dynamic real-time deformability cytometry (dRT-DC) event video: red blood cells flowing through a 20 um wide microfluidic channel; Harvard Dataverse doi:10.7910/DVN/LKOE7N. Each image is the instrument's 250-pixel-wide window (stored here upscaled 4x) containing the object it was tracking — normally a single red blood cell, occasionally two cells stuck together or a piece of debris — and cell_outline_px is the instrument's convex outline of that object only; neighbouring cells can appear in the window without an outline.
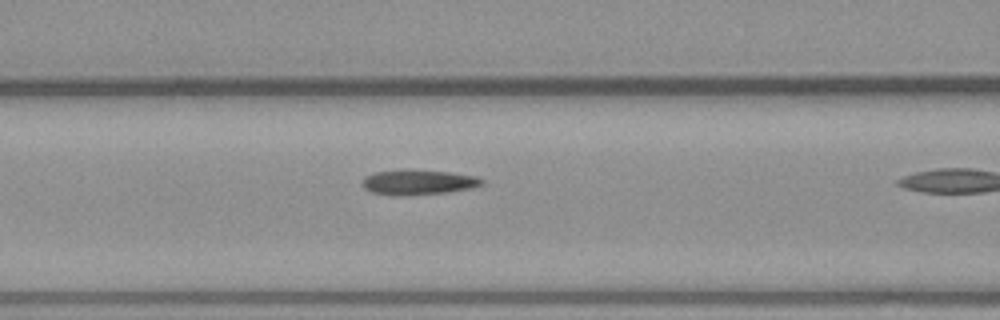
{"species": "common noctule bat (a hibernating species)", "species_latin": "Nyctalus noctula", "temperature_condition": "warm", "stored_images_in_passage": 7, "camera_frame_rate_fps": 3000, "um_per_image_px": 0.085, "animal": {"sex": "male", "body_mass_g": 23.1, "forearm_length_mm": 52.7}, "frame": {"image": 1, "passage_image": 3, "time_ms": 0.667, "image_size_px": [1000, 320], "cell_outline_px": [[484, 184], [472, 188], [448, 192], [408, 196], [392, 196], [372, 192], [364, 188], [360, 184], [364, 176], [372, 172], [452, 172], [476, 176], [484, 180]], "centroid_in_image_um": [35.55, 15.54], "position_along_channel_um": 131.1, "area_um2": 17.05}}
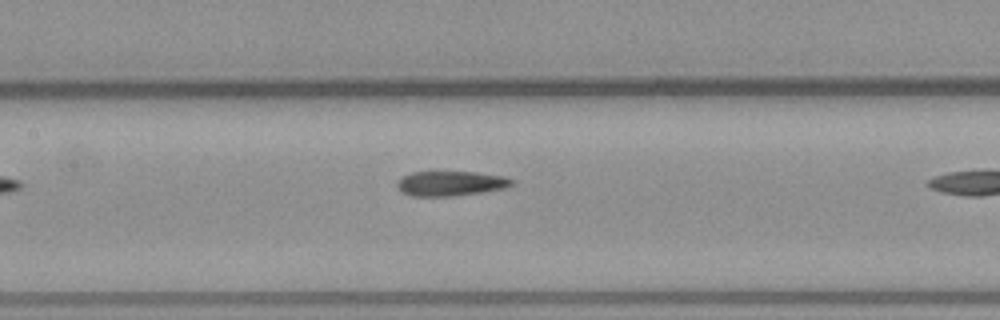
{"frame": {"image": 2, "passage_image": 6, "time_ms": 1.667, "image_size_px": [1000, 320], "cell_outline_px": [[516, 184], [504, 188], [480, 192], [452, 196], [412, 196], [404, 192], [396, 184], [396, 180], [412, 172], [472, 172], [504, 176], [516, 180]], "centroid_in_image_um": [38.34, 15.59], "position_along_channel_um": 169.1, "area_um2": 16.47}}